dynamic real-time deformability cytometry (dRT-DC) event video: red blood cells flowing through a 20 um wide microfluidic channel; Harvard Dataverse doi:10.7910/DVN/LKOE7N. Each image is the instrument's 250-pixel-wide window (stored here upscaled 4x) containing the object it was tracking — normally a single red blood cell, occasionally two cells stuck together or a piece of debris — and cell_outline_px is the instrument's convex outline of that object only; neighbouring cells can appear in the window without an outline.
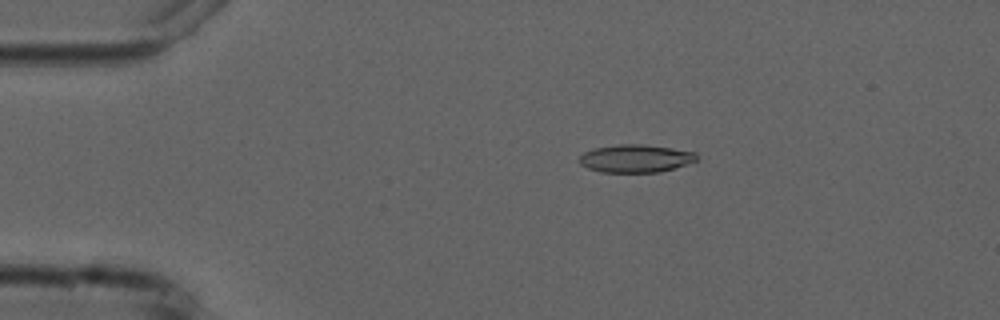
{"species": "common noctule bat (a hibernating species)", "species_latin": "Nyctalus noctula", "temperature_condition": "cold", "stored_images_in_passage": 3, "camera_frame_rate_fps": 3000, "um_per_image_px": 0.085, "animal": {"sex": "male", "forearm_length_mm": 52.5}, "frame": {"image": 1, "passage_image": 2, "time_ms": 1.0, "image_size_px": [1000, 320], "cell_outline_px": [[700, 156], [696, 160], [660, 172], [600, 172], [588, 168], [580, 164], [580, 156], [584, 152], [592, 148], [620, 144], [644, 144], [672, 148], [696, 152]], "centroid_in_image_um": [54.01, 13.46], "position_along_channel_um": 31.0, "area_um2": 19.02}}